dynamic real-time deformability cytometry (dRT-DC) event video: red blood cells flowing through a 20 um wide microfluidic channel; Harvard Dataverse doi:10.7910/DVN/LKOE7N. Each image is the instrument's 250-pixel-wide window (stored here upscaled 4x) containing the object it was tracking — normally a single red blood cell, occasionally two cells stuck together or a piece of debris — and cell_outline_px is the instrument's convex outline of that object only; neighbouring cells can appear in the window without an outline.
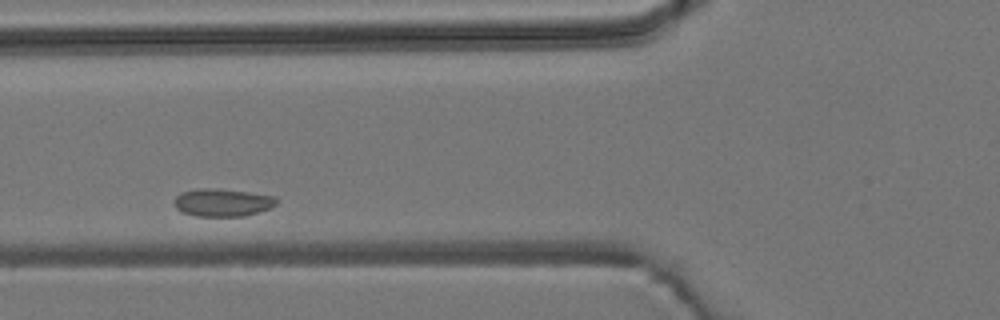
{"species": "common noctule bat (a hibernating species)", "species_latin": "Nyctalus noctula", "temperature_condition": "room temperature", "stored_images_in_passage": 4, "camera_frame_rate_fps": 3000, "um_per_image_px": 0.085, "animal": {"sex": "male", "body_mass_g": 19.2, "forearm_length_mm": 51.8}, "frame": {"image": 1, "passage_image": 4, "time_ms": 3.333, "image_size_px": [1000, 320], "cell_outline_px": [[276, 204], [268, 208], [244, 216], [196, 216], [180, 212], [176, 208], [172, 200], [180, 192], [196, 188], [220, 188], [276, 196]], "centroid_in_image_um": [18.83, 17.2], "position_along_channel_um": 107.0, "area_um2": 16.7}}